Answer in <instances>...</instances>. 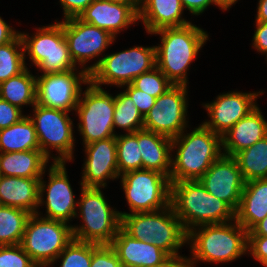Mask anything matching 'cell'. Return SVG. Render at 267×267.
Returning <instances> with one entry per match:
<instances>
[{"mask_svg": "<svg viewBox=\"0 0 267 267\" xmlns=\"http://www.w3.org/2000/svg\"><path fill=\"white\" fill-rule=\"evenodd\" d=\"M170 205L187 233L196 226L235 220V211L210 194L199 180L171 182Z\"/></svg>", "mask_w": 267, "mask_h": 267, "instance_id": "1", "label": "cell"}, {"mask_svg": "<svg viewBox=\"0 0 267 267\" xmlns=\"http://www.w3.org/2000/svg\"><path fill=\"white\" fill-rule=\"evenodd\" d=\"M151 34L161 35L156 48V66L174 84L187 86V70L203 47L208 34L192 23L162 28Z\"/></svg>", "mask_w": 267, "mask_h": 267, "instance_id": "2", "label": "cell"}, {"mask_svg": "<svg viewBox=\"0 0 267 267\" xmlns=\"http://www.w3.org/2000/svg\"><path fill=\"white\" fill-rule=\"evenodd\" d=\"M183 133L172 139L177 153L171 159L170 182L199 180L223 154L222 137L203 124L187 135Z\"/></svg>", "mask_w": 267, "mask_h": 267, "instance_id": "3", "label": "cell"}, {"mask_svg": "<svg viewBox=\"0 0 267 267\" xmlns=\"http://www.w3.org/2000/svg\"><path fill=\"white\" fill-rule=\"evenodd\" d=\"M119 213L121 228L127 234L155 245L169 256L178 255L179 248L188 241V233L171 205L153 212Z\"/></svg>", "mask_w": 267, "mask_h": 267, "instance_id": "4", "label": "cell"}, {"mask_svg": "<svg viewBox=\"0 0 267 267\" xmlns=\"http://www.w3.org/2000/svg\"><path fill=\"white\" fill-rule=\"evenodd\" d=\"M198 227V231L193 228L188 232L187 243H192L190 247L194 258L189 259L190 267H194L197 261L232 262L246 254L248 232L236 220L234 224L225 222Z\"/></svg>", "mask_w": 267, "mask_h": 267, "instance_id": "5", "label": "cell"}, {"mask_svg": "<svg viewBox=\"0 0 267 267\" xmlns=\"http://www.w3.org/2000/svg\"><path fill=\"white\" fill-rule=\"evenodd\" d=\"M156 67V48L137 46L105 55L95 64L84 67L89 74V81L100 87L102 84L123 87L130 84L137 76Z\"/></svg>", "mask_w": 267, "mask_h": 267, "instance_id": "6", "label": "cell"}, {"mask_svg": "<svg viewBox=\"0 0 267 267\" xmlns=\"http://www.w3.org/2000/svg\"><path fill=\"white\" fill-rule=\"evenodd\" d=\"M83 225L73 226V239L96 244H111L121 227V215L113 210L100 188L81 187L78 202Z\"/></svg>", "mask_w": 267, "mask_h": 267, "instance_id": "7", "label": "cell"}, {"mask_svg": "<svg viewBox=\"0 0 267 267\" xmlns=\"http://www.w3.org/2000/svg\"><path fill=\"white\" fill-rule=\"evenodd\" d=\"M39 215H30L20 245L38 267H49L72 241V225Z\"/></svg>", "mask_w": 267, "mask_h": 267, "instance_id": "8", "label": "cell"}, {"mask_svg": "<svg viewBox=\"0 0 267 267\" xmlns=\"http://www.w3.org/2000/svg\"><path fill=\"white\" fill-rule=\"evenodd\" d=\"M55 22L39 28L37 34L31 37L19 32L25 54L27 51L30 60L43 74L64 73L76 69L64 37L63 21Z\"/></svg>", "mask_w": 267, "mask_h": 267, "instance_id": "9", "label": "cell"}, {"mask_svg": "<svg viewBox=\"0 0 267 267\" xmlns=\"http://www.w3.org/2000/svg\"><path fill=\"white\" fill-rule=\"evenodd\" d=\"M87 85L83 97L80 93L75 110L84 145L117 136L113 126L114 97L90 81Z\"/></svg>", "mask_w": 267, "mask_h": 267, "instance_id": "10", "label": "cell"}, {"mask_svg": "<svg viewBox=\"0 0 267 267\" xmlns=\"http://www.w3.org/2000/svg\"><path fill=\"white\" fill-rule=\"evenodd\" d=\"M131 213L153 212L170 205L171 182L155 170H132L121 175Z\"/></svg>", "mask_w": 267, "mask_h": 267, "instance_id": "11", "label": "cell"}, {"mask_svg": "<svg viewBox=\"0 0 267 267\" xmlns=\"http://www.w3.org/2000/svg\"><path fill=\"white\" fill-rule=\"evenodd\" d=\"M34 117L29 116L36 130L39 148L49 159L50 150H57V157H53V162H67L73 159L74 137L73 122L68 116V112L48 108L39 104L34 106Z\"/></svg>", "mask_w": 267, "mask_h": 267, "instance_id": "12", "label": "cell"}, {"mask_svg": "<svg viewBox=\"0 0 267 267\" xmlns=\"http://www.w3.org/2000/svg\"><path fill=\"white\" fill-rule=\"evenodd\" d=\"M187 86L173 85L160 95L144 116L143 129L166 136H179L187 126Z\"/></svg>", "mask_w": 267, "mask_h": 267, "instance_id": "13", "label": "cell"}, {"mask_svg": "<svg viewBox=\"0 0 267 267\" xmlns=\"http://www.w3.org/2000/svg\"><path fill=\"white\" fill-rule=\"evenodd\" d=\"M77 69L64 73H47L36 76V104L70 112L76 110L81 84L89 82V74L82 69L77 75Z\"/></svg>", "mask_w": 267, "mask_h": 267, "instance_id": "14", "label": "cell"}, {"mask_svg": "<svg viewBox=\"0 0 267 267\" xmlns=\"http://www.w3.org/2000/svg\"><path fill=\"white\" fill-rule=\"evenodd\" d=\"M65 164V162H53L49 169L47 185L43 178H40L39 206L46 204L47 215L44 218L69 223L72 218L77 217L78 202H75ZM44 192H47L46 201L43 198Z\"/></svg>", "mask_w": 267, "mask_h": 267, "instance_id": "15", "label": "cell"}, {"mask_svg": "<svg viewBox=\"0 0 267 267\" xmlns=\"http://www.w3.org/2000/svg\"><path fill=\"white\" fill-rule=\"evenodd\" d=\"M63 30L72 61L83 67L89 60L101 55L115 40L108 31L84 23L78 17L64 19Z\"/></svg>", "mask_w": 267, "mask_h": 267, "instance_id": "16", "label": "cell"}, {"mask_svg": "<svg viewBox=\"0 0 267 267\" xmlns=\"http://www.w3.org/2000/svg\"><path fill=\"white\" fill-rule=\"evenodd\" d=\"M199 181L210 194L237 211L245 181L233 156L222 154Z\"/></svg>", "mask_w": 267, "mask_h": 267, "instance_id": "17", "label": "cell"}, {"mask_svg": "<svg viewBox=\"0 0 267 267\" xmlns=\"http://www.w3.org/2000/svg\"><path fill=\"white\" fill-rule=\"evenodd\" d=\"M260 94L263 92L242 93L234 91L218 95L215 101L204 105L211 121H205L203 125L221 137L224 136L257 106L254 101Z\"/></svg>", "mask_w": 267, "mask_h": 267, "instance_id": "18", "label": "cell"}, {"mask_svg": "<svg viewBox=\"0 0 267 267\" xmlns=\"http://www.w3.org/2000/svg\"><path fill=\"white\" fill-rule=\"evenodd\" d=\"M82 187H105L106 179L119 178L117 164L116 137H110L85 145Z\"/></svg>", "mask_w": 267, "mask_h": 267, "instance_id": "19", "label": "cell"}, {"mask_svg": "<svg viewBox=\"0 0 267 267\" xmlns=\"http://www.w3.org/2000/svg\"><path fill=\"white\" fill-rule=\"evenodd\" d=\"M78 18L116 38L121 30L138 21V12L131 5L94 0Z\"/></svg>", "mask_w": 267, "mask_h": 267, "instance_id": "20", "label": "cell"}, {"mask_svg": "<svg viewBox=\"0 0 267 267\" xmlns=\"http://www.w3.org/2000/svg\"><path fill=\"white\" fill-rule=\"evenodd\" d=\"M261 113L257 105L222 136L224 155L234 157L267 135V121Z\"/></svg>", "mask_w": 267, "mask_h": 267, "instance_id": "21", "label": "cell"}, {"mask_svg": "<svg viewBox=\"0 0 267 267\" xmlns=\"http://www.w3.org/2000/svg\"><path fill=\"white\" fill-rule=\"evenodd\" d=\"M110 245L124 267H152L169 256L155 245L131 237L121 227Z\"/></svg>", "mask_w": 267, "mask_h": 267, "instance_id": "22", "label": "cell"}, {"mask_svg": "<svg viewBox=\"0 0 267 267\" xmlns=\"http://www.w3.org/2000/svg\"><path fill=\"white\" fill-rule=\"evenodd\" d=\"M183 10L180 0H140L138 20L142 19L147 33L151 34L162 28L191 24L182 19Z\"/></svg>", "mask_w": 267, "mask_h": 267, "instance_id": "23", "label": "cell"}, {"mask_svg": "<svg viewBox=\"0 0 267 267\" xmlns=\"http://www.w3.org/2000/svg\"><path fill=\"white\" fill-rule=\"evenodd\" d=\"M267 215V178L245 182L235 220L249 232Z\"/></svg>", "mask_w": 267, "mask_h": 267, "instance_id": "24", "label": "cell"}, {"mask_svg": "<svg viewBox=\"0 0 267 267\" xmlns=\"http://www.w3.org/2000/svg\"><path fill=\"white\" fill-rule=\"evenodd\" d=\"M40 179L0 175V199L3 206L38 213Z\"/></svg>", "mask_w": 267, "mask_h": 267, "instance_id": "25", "label": "cell"}, {"mask_svg": "<svg viewBox=\"0 0 267 267\" xmlns=\"http://www.w3.org/2000/svg\"><path fill=\"white\" fill-rule=\"evenodd\" d=\"M142 169L155 170L170 178L172 139L152 131H137Z\"/></svg>", "mask_w": 267, "mask_h": 267, "instance_id": "26", "label": "cell"}, {"mask_svg": "<svg viewBox=\"0 0 267 267\" xmlns=\"http://www.w3.org/2000/svg\"><path fill=\"white\" fill-rule=\"evenodd\" d=\"M48 160L41 150L0 153V175L40 179Z\"/></svg>", "mask_w": 267, "mask_h": 267, "instance_id": "27", "label": "cell"}, {"mask_svg": "<svg viewBox=\"0 0 267 267\" xmlns=\"http://www.w3.org/2000/svg\"><path fill=\"white\" fill-rule=\"evenodd\" d=\"M40 150L36 130L29 115L0 130V153Z\"/></svg>", "mask_w": 267, "mask_h": 267, "instance_id": "28", "label": "cell"}, {"mask_svg": "<svg viewBox=\"0 0 267 267\" xmlns=\"http://www.w3.org/2000/svg\"><path fill=\"white\" fill-rule=\"evenodd\" d=\"M0 98L21 109L36 104V76L26 67L21 73L0 84Z\"/></svg>", "mask_w": 267, "mask_h": 267, "instance_id": "29", "label": "cell"}, {"mask_svg": "<svg viewBox=\"0 0 267 267\" xmlns=\"http://www.w3.org/2000/svg\"><path fill=\"white\" fill-rule=\"evenodd\" d=\"M234 158L245 182L267 178V135Z\"/></svg>", "mask_w": 267, "mask_h": 267, "instance_id": "30", "label": "cell"}, {"mask_svg": "<svg viewBox=\"0 0 267 267\" xmlns=\"http://www.w3.org/2000/svg\"><path fill=\"white\" fill-rule=\"evenodd\" d=\"M30 215L31 213L20 208L0 207V246L21 243Z\"/></svg>", "mask_w": 267, "mask_h": 267, "instance_id": "31", "label": "cell"}, {"mask_svg": "<svg viewBox=\"0 0 267 267\" xmlns=\"http://www.w3.org/2000/svg\"><path fill=\"white\" fill-rule=\"evenodd\" d=\"M113 126L134 133L143 129L144 117L135 106L132 98L125 92L114 97Z\"/></svg>", "mask_w": 267, "mask_h": 267, "instance_id": "32", "label": "cell"}, {"mask_svg": "<svg viewBox=\"0 0 267 267\" xmlns=\"http://www.w3.org/2000/svg\"><path fill=\"white\" fill-rule=\"evenodd\" d=\"M25 51L21 35L0 46V84L21 73L25 64Z\"/></svg>", "mask_w": 267, "mask_h": 267, "instance_id": "33", "label": "cell"}, {"mask_svg": "<svg viewBox=\"0 0 267 267\" xmlns=\"http://www.w3.org/2000/svg\"><path fill=\"white\" fill-rule=\"evenodd\" d=\"M119 176L132 170L142 169V156L137 140V131L116 136Z\"/></svg>", "mask_w": 267, "mask_h": 267, "instance_id": "34", "label": "cell"}, {"mask_svg": "<svg viewBox=\"0 0 267 267\" xmlns=\"http://www.w3.org/2000/svg\"><path fill=\"white\" fill-rule=\"evenodd\" d=\"M58 259L62 260L60 267H90L92 243L72 239L55 261Z\"/></svg>", "mask_w": 267, "mask_h": 267, "instance_id": "35", "label": "cell"}, {"mask_svg": "<svg viewBox=\"0 0 267 267\" xmlns=\"http://www.w3.org/2000/svg\"><path fill=\"white\" fill-rule=\"evenodd\" d=\"M130 84L156 99L174 85L157 66L137 76Z\"/></svg>", "mask_w": 267, "mask_h": 267, "instance_id": "36", "label": "cell"}, {"mask_svg": "<svg viewBox=\"0 0 267 267\" xmlns=\"http://www.w3.org/2000/svg\"><path fill=\"white\" fill-rule=\"evenodd\" d=\"M0 267H38L20 244L0 246Z\"/></svg>", "mask_w": 267, "mask_h": 267, "instance_id": "37", "label": "cell"}, {"mask_svg": "<svg viewBox=\"0 0 267 267\" xmlns=\"http://www.w3.org/2000/svg\"><path fill=\"white\" fill-rule=\"evenodd\" d=\"M90 267H124L110 244L92 243V261Z\"/></svg>", "mask_w": 267, "mask_h": 267, "instance_id": "38", "label": "cell"}, {"mask_svg": "<svg viewBox=\"0 0 267 267\" xmlns=\"http://www.w3.org/2000/svg\"><path fill=\"white\" fill-rule=\"evenodd\" d=\"M124 86H127L124 91L132 98L135 106L144 117L153 107L156 98L146 94V92H143L142 90L134 88L131 84H126Z\"/></svg>", "mask_w": 267, "mask_h": 267, "instance_id": "39", "label": "cell"}, {"mask_svg": "<svg viewBox=\"0 0 267 267\" xmlns=\"http://www.w3.org/2000/svg\"><path fill=\"white\" fill-rule=\"evenodd\" d=\"M21 109L0 98V130L23 118Z\"/></svg>", "mask_w": 267, "mask_h": 267, "instance_id": "40", "label": "cell"}, {"mask_svg": "<svg viewBox=\"0 0 267 267\" xmlns=\"http://www.w3.org/2000/svg\"><path fill=\"white\" fill-rule=\"evenodd\" d=\"M267 267V236H248L247 252Z\"/></svg>", "mask_w": 267, "mask_h": 267, "instance_id": "41", "label": "cell"}, {"mask_svg": "<svg viewBox=\"0 0 267 267\" xmlns=\"http://www.w3.org/2000/svg\"><path fill=\"white\" fill-rule=\"evenodd\" d=\"M94 0H60L64 11V19L79 17V15L93 2Z\"/></svg>", "mask_w": 267, "mask_h": 267, "instance_id": "42", "label": "cell"}, {"mask_svg": "<svg viewBox=\"0 0 267 267\" xmlns=\"http://www.w3.org/2000/svg\"><path fill=\"white\" fill-rule=\"evenodd\" d=\"M256 31L253 36V47L267 54V22L256 21Z\"/></svg>", "mask_w": 267, "mask_h": 267, "instance_id": "43", "label": "cell"}, {"mask_svg": "<svg viewBox=\"0 0 267 267\" xmlns=\"http://www.w3.org/2000/svg\"><path fill=\"white\" fill-rule=\"evenodd\" d=\"M183 8L188 9L193 15H200L210 4H215L224 10L217 0H180Z\"/></svg>", "mask_w": 267, "mask_h": 267, "instance_id": "44", "label": "cell"}, {"mask_svg": "<svg viewBox=\"0 0 267 267\" xmlns=\"http://www.w3.org/2000/svg\"><path fill=\"white\" fill-rule=\"evenodd\" d=\"M152 267H190L189 258L180 255L168 256L164 261Z\"/></svg>", "mask_w": 267, "mask_h": 267, "instance_id": "45", "label": "cell"}, {"mask_svg": "<svg viewBox=\"0 0 267 267\" xmlns=\"http://www.w3.org/2000/svg\"><path fill=\"white\" fill-rule=\"evenodd\" d=\"M19 32L15 31L0 17V46L12 41Z\"/></svg>", "mask_w": 267, "mask_h": 267, "instance_id": "46", "label": "cell"}, {"mask_svg": "<svg viewBox=\"0 0 267 267\" xmlns=\"http://www.w3.org/2000/svg\"><path fill=\"white\" fill-rule=\"evenodd\" d=\"M248 236H267V215L248 232Z\"/></svg>", "mask_w": 267, "mask_h": 267, "instance_id": "47", "label": "cell"}, {"mask_svg": "<svg viewBox=\"0 0 267 267\" xmlns=\"http://www.w3.org/2000/svg\"><path fill=\"white\" fill-rule=\"evenodd\" d=\"M256 21L267 22V0H259Z\"/></svg>", "mask_w": 267, "mask_h": 267, "instance_id": "48", "label": "cell"}, {"mask_svg": "<svg viewBox=\"0 0 267 267\" xmlns=\"http://www.w3.org/2000/svg\"><path fill=\"white\" fill-rule=\"evenodd\" d=\"M105 1L131 5L137 12H139L140 9V0H105Z\"/></svg>", "mask_w": 267, "mask_h": 267, "instance_id": "49", "label": "cell"}, {"mask_svg": "<svg viewBox=\"0 0 267 267\" xmlns=\"http://www.w3.org/2000/svg\"><path fill=\"white\" fill-rule=\"evenodd\" d=\"M219 5L224 9V10H228V8L237 2L238 0H217Z\"/></svg>", "mask_w": 267, "mask_h": 267, "instance_id": "50", "label": "cell"}]
</instances>
